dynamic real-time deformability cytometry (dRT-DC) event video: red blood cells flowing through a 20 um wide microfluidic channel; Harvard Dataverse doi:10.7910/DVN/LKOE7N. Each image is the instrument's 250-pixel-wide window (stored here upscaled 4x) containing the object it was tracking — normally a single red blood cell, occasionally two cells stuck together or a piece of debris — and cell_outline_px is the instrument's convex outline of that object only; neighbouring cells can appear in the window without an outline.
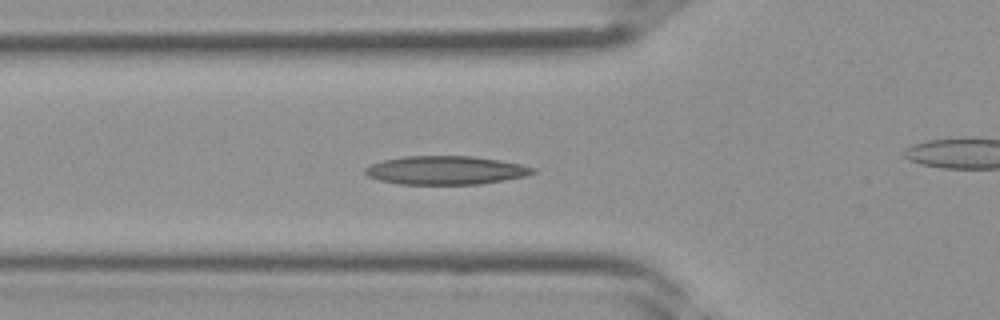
{"species": "Egyptian fruit bat (a non-hibernating species)", "species_latin": "Rousettus aegyptiacus", "temperature_condition": "room temperature", "stored_images_in_passage": 29, "camera_frame_rate_fps": 3000, "um_per_image_px": 0.085, "frame": {"image": 1, "passage_image": 4, "time_ms": 1.0, "image_size_px": [1000, 320], "cell_outline_px": [[536, 172], [524, 176], [504, 180], [480, 184], [400, 184], [380, 180], [368, 176], [364, 172], [364, 168], [372, 164], [384, 160], [404, 156], [472, 156], [500, 160], [520, 164], [536, 168]], "centroid_in_image_um": [37.89, 14.47], "position_along_channel_um": 87.9, "area_um2": 27.8}}
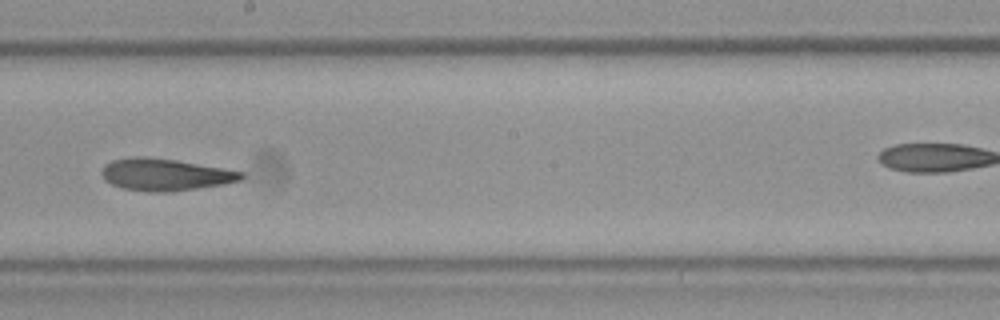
{"frame": {"image": 2, "passage_image": 12, "time_ms": 3.667, "image_size_px": [1000, 320], "cell_outline_px": [[244, 176], [240, 180], [224, 184], [168, 192], [148, 192], [124, 188], [112, 184], [104, 180], [100, 172], [104, 164], [112, 160], [132, 156], [144, 156], [176, 160], [224, 168], [244, 172]], "centroid_in_image_um": [14.0, 14.83], "position_along_channel_um": 234.2, "area_um2": 26.13}}
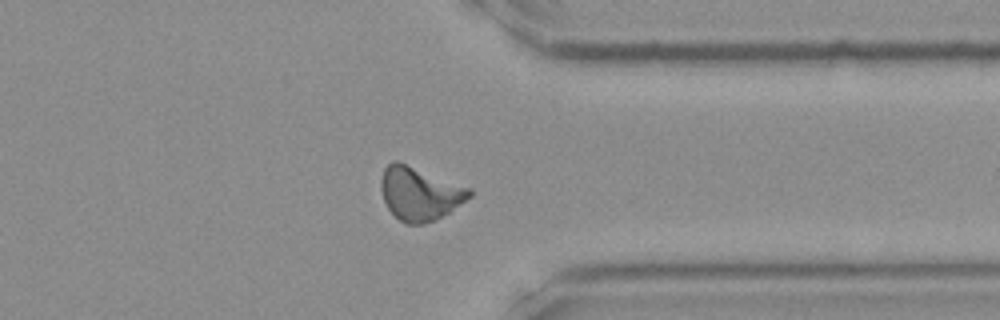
{"frame": {"image": 3, "passage_image": 20, "time_ms": 6.333, "image_size_px": [1000, 320], "cell_outline_px": [[472, 196], [436, 220], [420, 224], [408, 224], [400, 220], [388, 208], [384, 200], [380, 188], [380, 180], [384, 168], [392, 160], [400, 160], [472, 188]], "centroid_in_image_um": [35.67, 16.4], "position_along_channel_um": 375.7, "area_um2": 27.8}}